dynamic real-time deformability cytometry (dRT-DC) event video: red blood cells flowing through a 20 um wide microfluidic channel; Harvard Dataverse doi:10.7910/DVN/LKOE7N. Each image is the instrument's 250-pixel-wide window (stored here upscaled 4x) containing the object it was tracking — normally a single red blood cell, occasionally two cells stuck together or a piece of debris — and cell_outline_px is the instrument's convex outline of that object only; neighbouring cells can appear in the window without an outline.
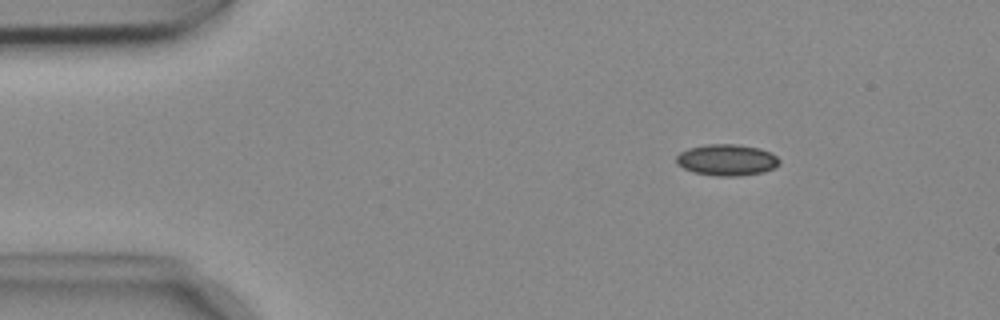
{"species": "common noctule bat (a hibernating species)", "species_latin": "Nyctalus noctula", "temperature_condition": "cold", "stored_images_in_passage": 47, "camera_frame_rate_fps": 3000, "um_per_image_px": 0.085, "animal": {"sex": "female", "body_mass_g": 18.4}, "frame": {"image": 1, "passage_image": 1, "time_ms": 0.0, "image_size_px": [1000, 320], "cell_outline_px": [[780, 164], [764, 172], [740, 176], [716, 176], [692, 172], [676, 164], [676, 156], [680, 152], [688, 148], [708, 144], [736, 144], [760, 148], [772, 152], [780, 160]], "centroid_in_image_um": [61.78, 13.59], "position_along_channel_um": 23.2, "area_um2": 19.02}}
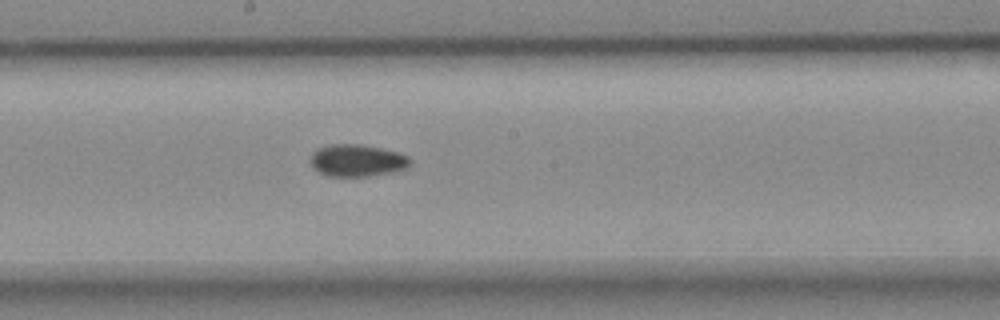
{"frame": {"image": 2, "passage_image": 22, "time_ms": 7.0, "image_size_px": [1000, 320], "cell_outline_px": [[412, 164], [408, 168], [368, 176], [328, 176], [320, 172], [312, 164], [312, 152], [316, 148], [332, 144], [364, 144], [400, 152], [408, 156], [412, 160]], "centroid_in_image_um": [30.41, 13.62], "position_along_channel_um": 217.8, "area_um2": 18.67}}
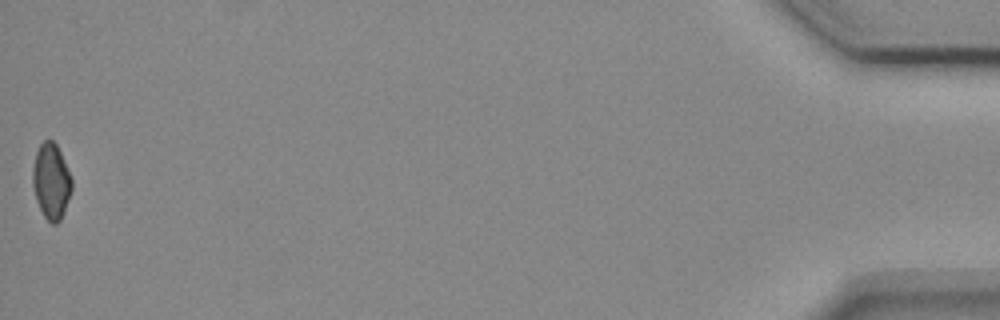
{"frame": {"image": 3, "passage_image": 47, "time_ms": 15.333, "image_size_px": [1000, 320], "cell_outline_px": [[72, 188], [64, 212], [60, 220], [56, 224], [52, 224], [44, 216], [36, 200], [32, 184], [32, 168], [36, 152], [40, 144], [44, 140], [52, 140], [56, 144], [60, 152], [72, 180]], "centroid_in_image_um": [4.33, 15.41], "position_along_channel_um": 430.9, "area_um2": 17.11}, "authors_computed_cell_mechanics": {"area_um2": 18.1492, "velocity_mm_per_s": 3.7408, "shape_relaxation_time_tau1_ms": 9.3931, "shape_relaxation_time_tau2_ms": null, "deformation_change_tau1": 0.1188, "deformation_change_tau2": null}}